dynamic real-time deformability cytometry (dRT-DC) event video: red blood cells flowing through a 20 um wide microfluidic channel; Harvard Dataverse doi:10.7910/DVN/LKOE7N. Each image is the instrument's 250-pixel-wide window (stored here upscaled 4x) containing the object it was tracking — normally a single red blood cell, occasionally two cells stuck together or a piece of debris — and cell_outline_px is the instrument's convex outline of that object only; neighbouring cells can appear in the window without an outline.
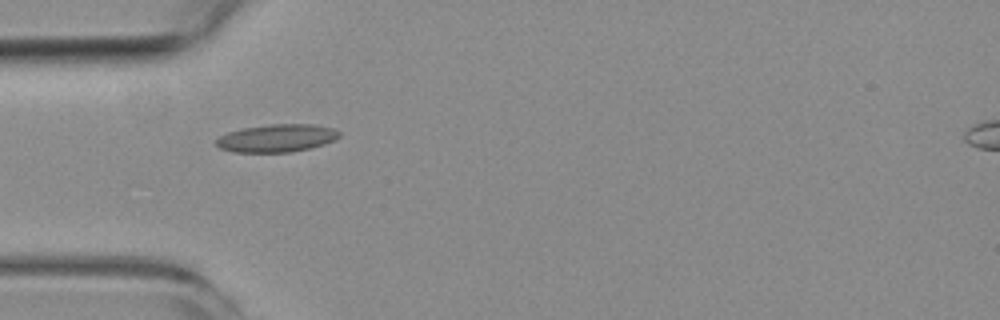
{"species": "common noctule bat (a hibernating species)", "species_latin": "Nyctalus noctula", "temperature_condition": "room temperature", "stored_images_in_passage": 2, "camera_frame_rate_fps": 3000, "um_per_image_px": 0.085, "animal": {"sex": "female", "body_mass_g": 19.3, "forearm_length_mm": 54.1}, "frame": {"image": 1, "passage_image": 1, "time_ms": 0.0, "image_size_px": [1000, 320], "cell_outline_px": [[340, 136], [336, 140], [312, 148], [292, 152], [232, 152], [220, 148], [216, 144], [216, 140], [220, 136], [228, 132], [244, 128], [272, 124], [312, 124], [332, 128], [340, 132]], "centroid_in_image_um": [23.56, 11.75], "position_along_channel_um": 61.4, "area_um2": 19.94}}
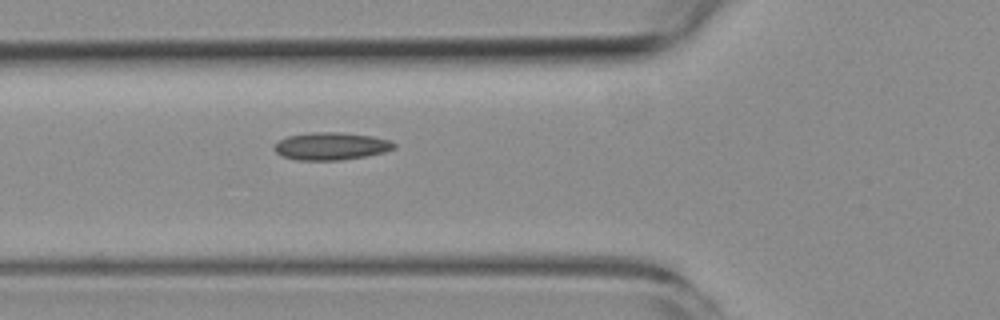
{"frame": {"image": 2, "passage_image": 2, "time_ms": 1.0, "image_size_px": [1000, 320], "cell_outline_px": [[396, 148], [384, 152], [364, 156], [340, 160], [296, 160], [284, 156], [276, 152], [272, 148], [280, 140], [288, 136], [308, 132], [340, 132], [372, 136], [392, 140], [396, 144]], "centroid_in_image_um": [28.16, 12.41], "position_along_channel_um": 97.6, "area_um2": 19.25}}